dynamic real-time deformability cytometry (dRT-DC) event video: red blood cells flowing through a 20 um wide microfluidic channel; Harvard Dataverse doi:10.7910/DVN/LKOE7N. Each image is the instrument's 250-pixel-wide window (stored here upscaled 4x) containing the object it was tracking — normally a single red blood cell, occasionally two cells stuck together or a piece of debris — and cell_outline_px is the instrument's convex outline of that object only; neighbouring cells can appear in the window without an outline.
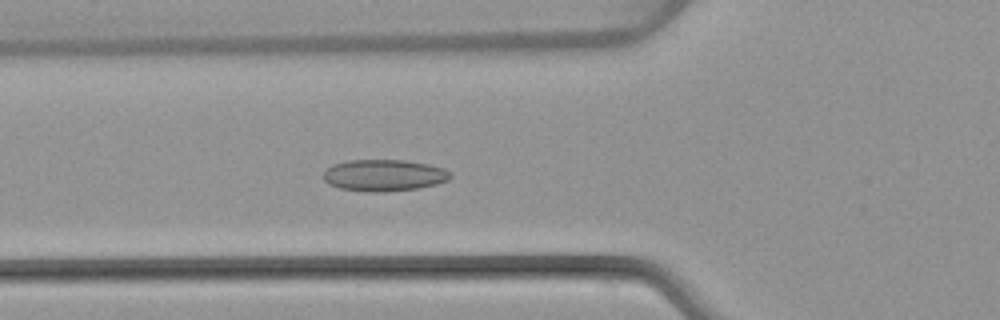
{"species": "common noctule bat (a hibernating species)", "species_latin": "Nyctalus noctula", "temperature_condition": "warm", "stored_images_in_passage": 51, "camera_frame_rate_fps": 3000, "um_per_image_px": 0.085, "animal": {"sex": "female", "body_mass_g": 22.7, "forearm_length_mm": 54.2}, "frame": {"image": 1, "passage_image": 19, "time_ms": 6.0, "image_size_px": [1000, 320], "cell_outline_px": [[452, 176], [448, 180], [436, 184], [416, 188], [384, 192], [372, 192], [340, 188], [328, 184], [324, 180], [324, 172], [332, 164], [348, 160], [404, 160], [428, 164], [444, 168], [452, 172]], "centroid_in_image_um": [32.65, 14.89], "position_along_channel_um": 93.1, "area_um2": 23.41}}
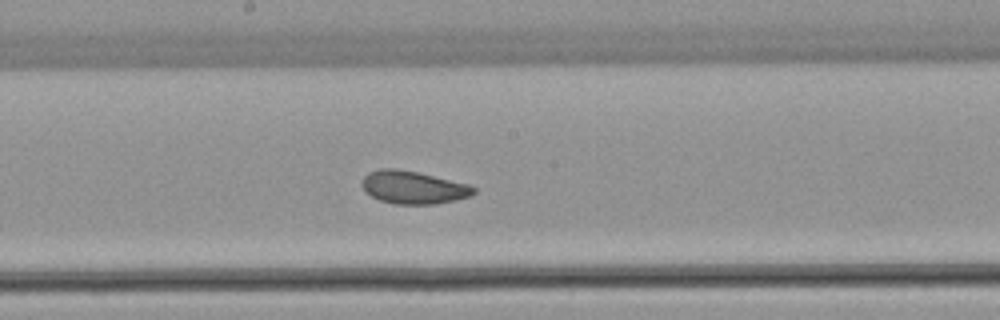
{"frame": {"image": 2, "passage_image": 28, "time_ms": 9.0, "image_size_px": [1000, 320], "cell_outline_px": [[476, 192], [468, 196], [456, 200], [436, 204], [392, 204], [380, 200], [364, 192], [360, 184], [364, 176], [368, 172], [380, 168], [396, 168], [416, 172], [468, 184], [476, 188]], "centroid_in_image_um": [35.07, 15.93], "position_along_channel_um": 213.1, "area_um2": 21.44}}
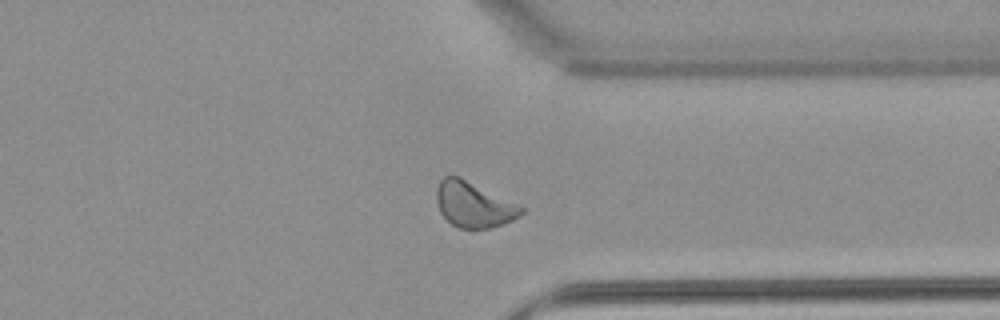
{"frame": {"image": 3, "passage_image": 40, "time_ms": 13.0, "image_size_px": [1000, 320], "cell_outline_px": [[524, 212], [520, 216], [504, 224], [488, 228], [460, 228], [452, 224], [440, 212], [436, 200], [436, 188], [440, 180], [444, 176], [460, 176], [524, 208]], "centroid_in_image_um": [40.23, 17.39], "position_along_channel_um": 371.2, "area_um2": 22.2}, "authors_computed_cell_mechanics": {"area_um2": 22.542, "velocity_mm_per_s": 3.991, "shape_relaxation_time_tau1_ms": 3.5028, "shape_relaxation_time_tau2_ms": 2.5477, "deformation_change_tau1": 0.0935, "deformation_change_tau2": 0.0755}}